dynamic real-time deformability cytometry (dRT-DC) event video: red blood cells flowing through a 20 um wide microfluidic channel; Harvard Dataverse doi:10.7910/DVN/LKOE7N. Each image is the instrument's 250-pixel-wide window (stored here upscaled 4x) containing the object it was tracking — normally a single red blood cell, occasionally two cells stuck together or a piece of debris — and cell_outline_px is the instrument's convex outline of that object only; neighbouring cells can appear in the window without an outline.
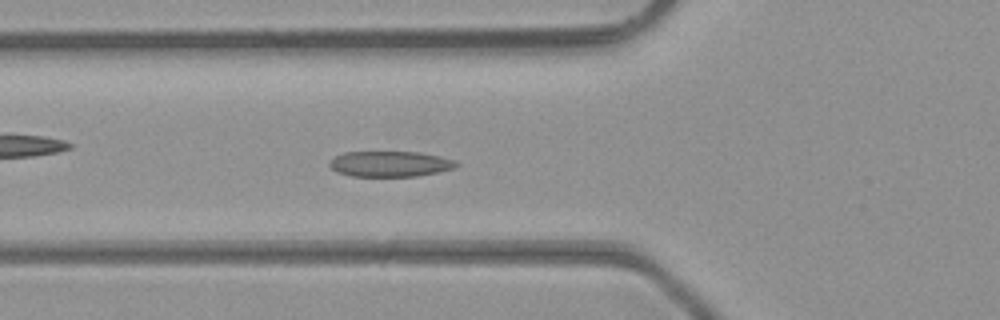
{"species": "common noctule bat (a hibernating species)", "species_latin": "Nyctalus noctula", "temperature_condition": "room temperature", "stored_images_in_passage": 47, "camera_frame_rate_fps": 3000, "um_per_image_px": 0.085, "animal": {"sex": "male", "body_mass_g": 23.1, "forearm_length_mm": 52.7}, "frame": {"image": 1, "passage_image": 17, "time_ms": 5.333, "image_size_px": [1000, 320], "cell_outline_px": [[460, 164], [452, 168], [436, 172], [416, 176], [352, 176], [336, 172], [328, 164], [336, 156], [344, 152], [420, 152], [440, 156], [456, 160]], "centroid_in_image_um": [33.16, 13.93], "position_along_channel_um": 92.6, "area_um2": 18.79}}
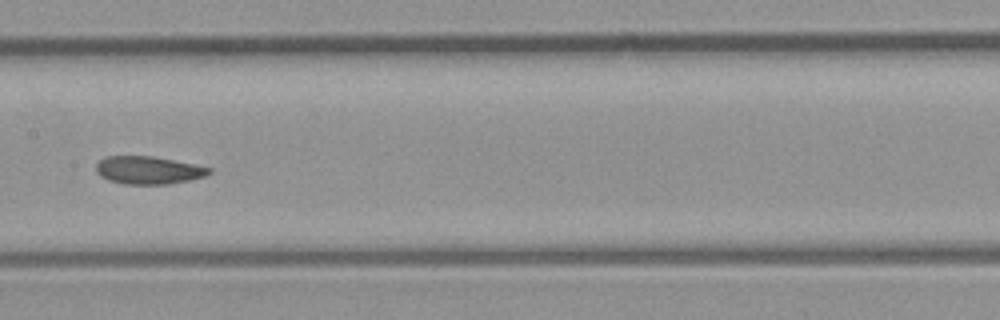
{"frame": {"image": 2, "passage_image": 24, "time_ms": 7.667, "image_size_px": [1000, 320], "cell_outline_px": [[212, 172], [204, 176], [188, 180], [168, 184], [124, 184], [108, 180], [100, 176], [96, 172], [96, 164], [104, 156], [152, 156], [212, 168]], "centroid_in_image_um": [12.57, 14.46], "position_along_channel_um": 194.8, "area_um2": 18.21}}
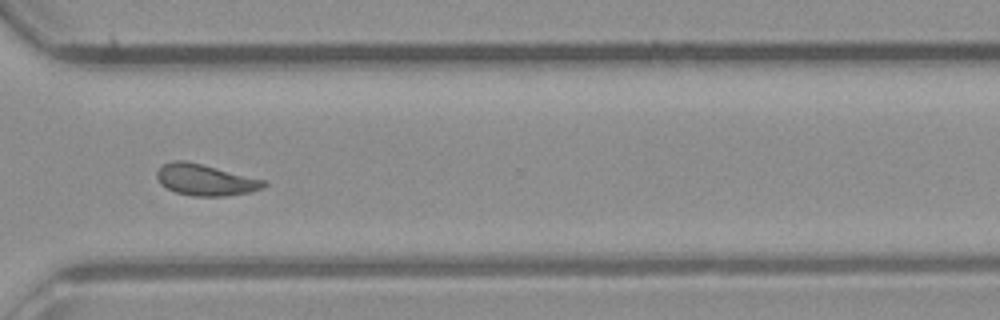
{"frame": {"image": 3, "passage_image": 35, "time_ms": 11.333, "image_size_px": [1000, 320], "cell_outline_px": [[268, 184], [264, 188], [252, 192], [224, 196], [192, 196], [176, 192], [160, 184], [156, 176], [156, 172], [164, 164], [172, 160], [184, 160], [268, 180]], "centroid_in_image_um": [17.51, 15.29], "position_along_channel_um": 353.1, "area_um2": 19.65}, "authors_computed_cell_mechanics": {"area_um2": 19.1318, "velocity_mm_per_s": 4.3297, "shape_relaxation_time_tau1_ms": 4.803, "shape_relaxation_time_tau2_ms": 1.0495, "deformation_change_tau1": 0.1254, "deformation_change_tau2": 0.0667}}